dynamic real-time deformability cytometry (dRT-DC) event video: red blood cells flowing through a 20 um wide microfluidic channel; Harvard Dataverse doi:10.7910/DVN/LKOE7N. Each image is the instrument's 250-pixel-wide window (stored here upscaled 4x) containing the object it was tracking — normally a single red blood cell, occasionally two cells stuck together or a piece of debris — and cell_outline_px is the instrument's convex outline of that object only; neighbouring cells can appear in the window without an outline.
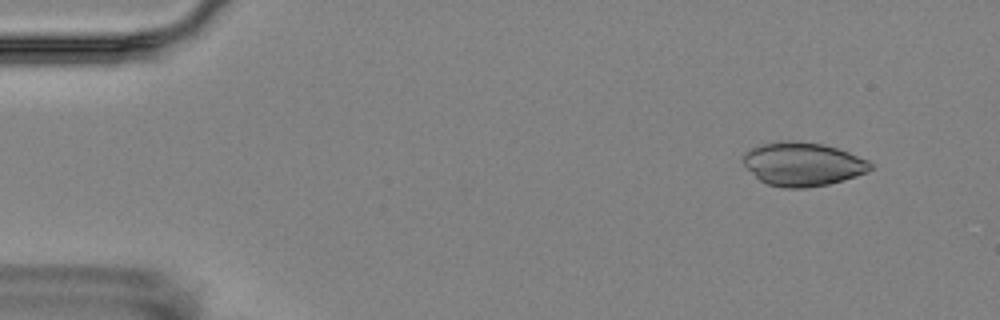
{"species": "Egyptian fruit bat (a non-hibernating species)", "species_latin": "Rousettus aegyptiacus", "temperature_condition": "room temperature", "stored_images_in_passage": 4, "camera_frame_rate_fps": 3000, "um_per_image_px": 0.085, "animal": {"sex": "female"}, "frame": {"image": 1, "passage_image": 2, "time_ms": 1.0, "image_size_px": [1000, 320], "cell_outline_px": [[876, 168], [868, 172], [844, 180], [828, 184], [804, 188], [784, 188], [768, 184], [760, 180], [744, 164], [740, 156], [744, 152], [752, 148], [764, 144], [788, 140], [820, 144], [836, 148], [848, 152], [868, 160], [876, 164]], "centroid_in_image_um": [68.27, 13.96], "position_along_channel_um": 16.7, "area_um2": 32.31}}